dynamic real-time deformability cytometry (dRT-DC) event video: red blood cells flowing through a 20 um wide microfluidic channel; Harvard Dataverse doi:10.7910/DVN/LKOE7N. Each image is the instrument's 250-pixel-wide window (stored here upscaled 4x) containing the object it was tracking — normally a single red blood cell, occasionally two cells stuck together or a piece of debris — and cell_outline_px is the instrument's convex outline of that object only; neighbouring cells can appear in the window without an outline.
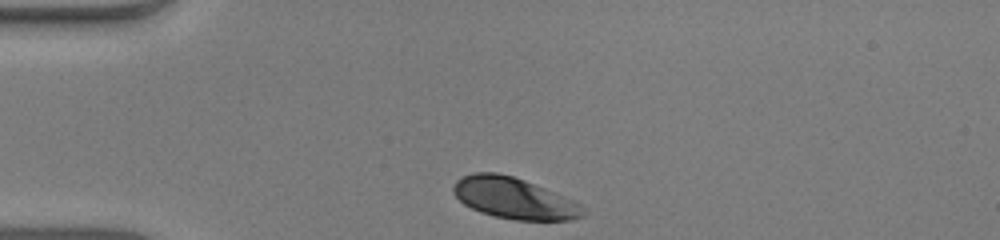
{"species": "human", "species_latin": "Homo sapiens", "temperature_condition": "warm", "stored_images_in_passage": 31, "camera_frame_rate_fps": 3000, "um_per_image_px": 0.085, "donor": {"sex": "male"}, "frame": {"image": 1, "passage_image": 1, "time_ms": 0.0, "image_size_px": [1000, 240], "cell_outline_px": [[584, 216], [568, 220], [516, 220], [496, 216], [480, 212], [464, 204], [452, 192], [452, 188], [456, 180], [460, 176], [472, 172], [496, 172], [512, 176], [524, 180], [576, 200], [580, 204], [584, 212]], "centroid_in_image_um": [43.67, 16.83], "position_along_channel_um": 41.3, "area_um2": 31.15}}
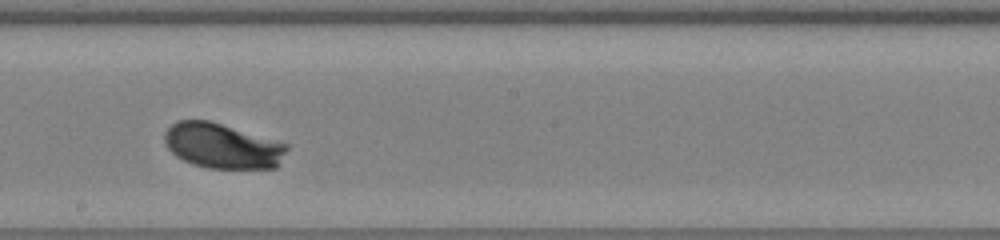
{"frame": {"image": 2, "passage_image": 18, "time_ms": 5.667, "image_size_px": [1000, 240], "cell_outline_px": [[288, 148], [276, 168], [208, 168], [192, 164], [176, 156], [168, 148], [164, 140], [164, 132], [176, 120], [208, 120], [288, 144]], "centroid_in_image_um": [18.87, 12.4], "position_along_channel_um": 229.3, "area_um2": 31.91}}
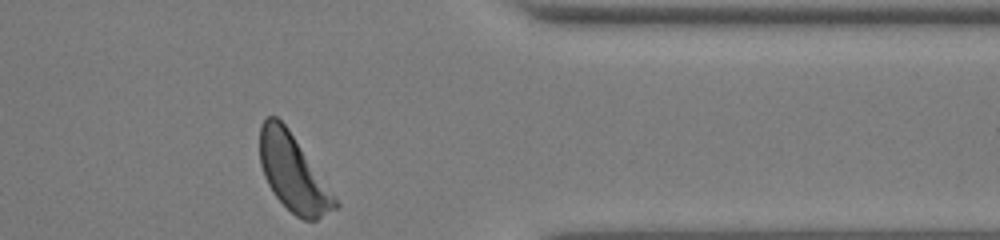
{"frame": {"image": 3, "passage_image": 31, "time_ms": 10.0, "image_size_px": [1000, 240], "cell_outline_px": [[340, 208], [316, 220], [304, 220], [296, 216], [272, 192], [264, 176], [260, 164], [260, 124], [268, 116], [276, 116], [288, 128], [340, 204]], "centroid_in_image_um": [24.91, 14.72], "position_along_channel_um": 386.5, "area_um2": 33.12}, "authors_computed_cell_mechanics": {"area_um2": 32.368, "velocity_mm_per_s": 3.9301, "shape_relaxation_time_tau1_ms": 1.1347, "shape_relaxation_time_tau2_ms": null, "deformation_change_tau1": 0.1059, "deformation_change_tau2": null}}